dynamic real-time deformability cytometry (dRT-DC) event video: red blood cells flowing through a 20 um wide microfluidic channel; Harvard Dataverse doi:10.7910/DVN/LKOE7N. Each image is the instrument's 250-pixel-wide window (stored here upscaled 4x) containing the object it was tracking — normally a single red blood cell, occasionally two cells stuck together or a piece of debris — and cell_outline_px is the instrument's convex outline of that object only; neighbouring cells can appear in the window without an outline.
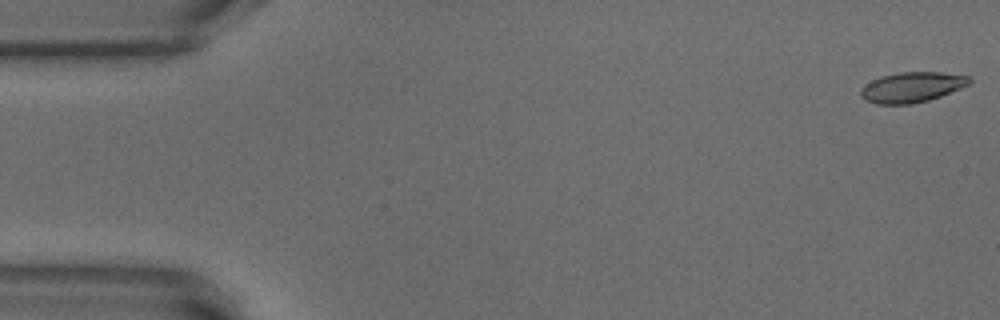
{"species": "common noctule bat (a hibernating species)", "species_latin": "Nyctalus noctula", "temperature_condition": "warm", "stored_images_in_passage": 52, "camera_frame_rate_fps": 3000, "um_per_image_px": 0.085, "animal": {"sex": "male", "body_mass_g": 18.8}, "frame": {"image": 1, "passage_image": 1, "time_ms": 0.0, "image_size_px": [1000, 320], "cell_outline_px": [[972, 84], [940, 96], [928, 100], [912, 104], [876, 104], [860, 96], [860, 88], [864, 84], [880, 76], [900, 72], [940, 72], [968, 76], [972, 80]], "centroid_in_image_um": [77.51, 7.4], "position_along_channel_um": 7.5, "area_um2": 19.25}}
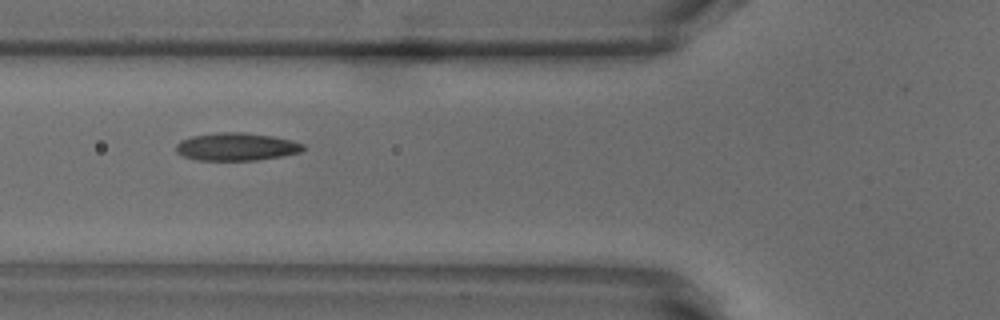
{"frame": {"image": 2, "passage_image": 19, "time_ms": 6.0, "image_size_px": [1000, 320], "cell_outline_px": [[308, 148], [300, 152], [280, 156], [256, 160], [196, 160], [184, 156], [176, 152], [176, 144], [180, 140], [192, 136], [220, 132], [244, 132], [272, 136], [292, 140], [304, 144]], "centroid_in_image_um": [20.11, 12.47], "position_along_channel_um": 105.7, "area_um2": 20.63}}
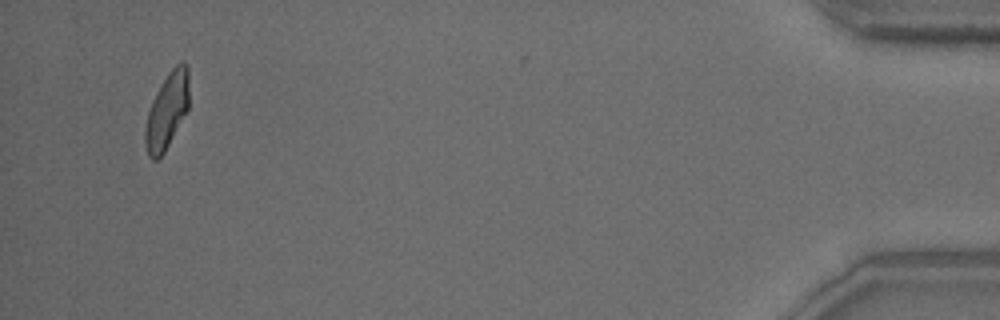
{"frame": {"image": 3, "passage_image": 50, "time_ms": 16.333, "image_size_px": [1000, 320], "cell_outline_px": [[188, 112], [164, 152], [156, 160], [152, 160], [148, 156], [144, 144], [144, 128], [148, 112], [152, 100], [160, 84], [168, 72], [180, 60], [184, 60], [188, 64]], "centroid_in_image_um": [14.19, 9.4], "position_along_channel_um": 421.0, "area_um2": 19.83}, "authors_computed_cell_mechanics": {"area_um2": 19.8543, "velocity_mm_per_s": 3.8337, "shape_relaxation_time_tau1_ms": 2.9213, "shape_relaxation_time_tau2_ms": 1.4826, "deformation_change_tau1": 0.15, "deformation_change_tau2": 0.08}}